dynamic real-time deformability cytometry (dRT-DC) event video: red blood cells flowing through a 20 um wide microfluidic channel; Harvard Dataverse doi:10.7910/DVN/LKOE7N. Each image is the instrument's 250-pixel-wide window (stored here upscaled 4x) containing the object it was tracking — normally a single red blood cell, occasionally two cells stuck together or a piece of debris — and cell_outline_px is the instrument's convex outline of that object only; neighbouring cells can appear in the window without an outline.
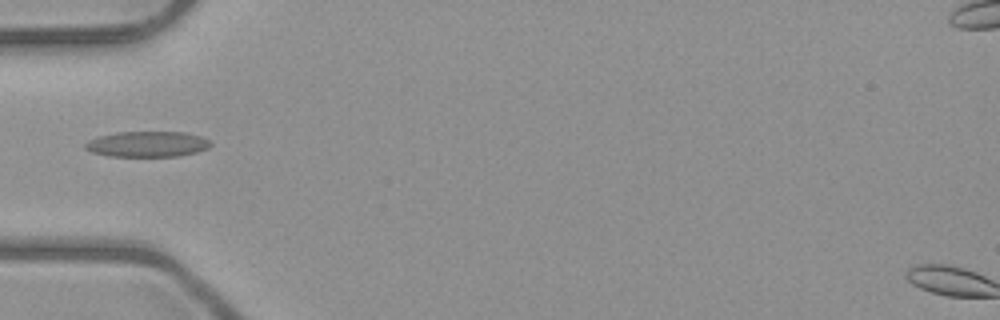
{"species": "common noctule bat (a hibernating species)", "species_latin": "Nyctalus noctula", "temperature_condition": "room temperature", "stored_images_in_passage": 1, "camera_frame_rate_fps": 3000, "um_per_image_px": 0.085, "animal": {"sex": "male", "body_mass_g": 23.1, "forearm_length_mm": 52.7}, "frame": {"image": 1, "passage_image": 1, "time_ms": 0.0, "image_size_px": [1000, 320], "cell_outline_px": [[212, 144], [208, 148], [196, 152], [176, 156], [108, 156], [92, 152], [84, 148], [84, 144], [88, 140], [96, 136], [116, 132], [184, 132], [200, 136], [208, 140]], "centroid_in_image_um": [12.47, 12.24], "position_along_channel_um": 72.5, "area_um2": 18.73}}